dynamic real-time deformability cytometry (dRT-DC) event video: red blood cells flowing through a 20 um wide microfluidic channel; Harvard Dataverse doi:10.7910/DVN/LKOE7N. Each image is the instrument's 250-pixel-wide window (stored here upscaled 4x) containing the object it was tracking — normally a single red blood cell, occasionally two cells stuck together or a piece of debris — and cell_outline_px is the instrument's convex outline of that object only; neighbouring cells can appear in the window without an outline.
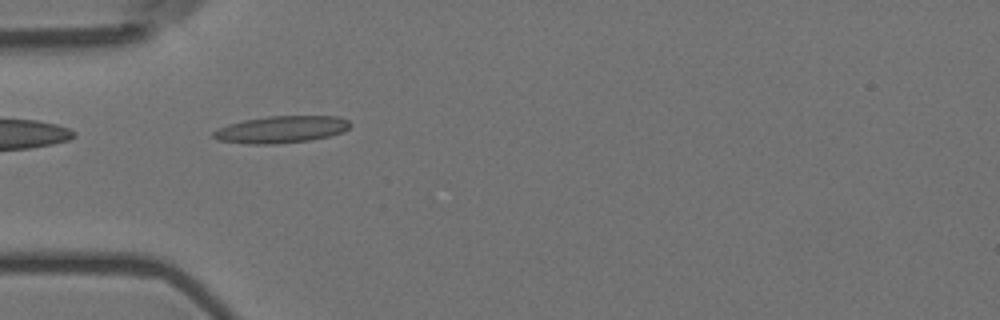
{"species": "Egyptian fruit bat (a non-hibernating species)", "species_latin": "Rousettus aegyptiacus", "temperature_condition": "room temperature", "stored_images_in_passage": 6, "camera_frame_rate_fps": 3000, "um_per_image_px": 0.085, "animal": {"sex": "female"}, "frame": {"image": 1, "passage_image": 5, "time_ms": 1.333, "image_size_px": [1000, 320], "cell_outline_px": [[352, 124], [344, 132], [312, 140], [276, 144], [248, 144], [216, 140], [212, 136], [212, 132], [228, 124], [244, 120], [268, 116], [340, 116], [348, 120]], "centroid_in_image_um": [23.92, 11.0], "position_along_channel_um": 61.1, "area_um2": 21.68}}
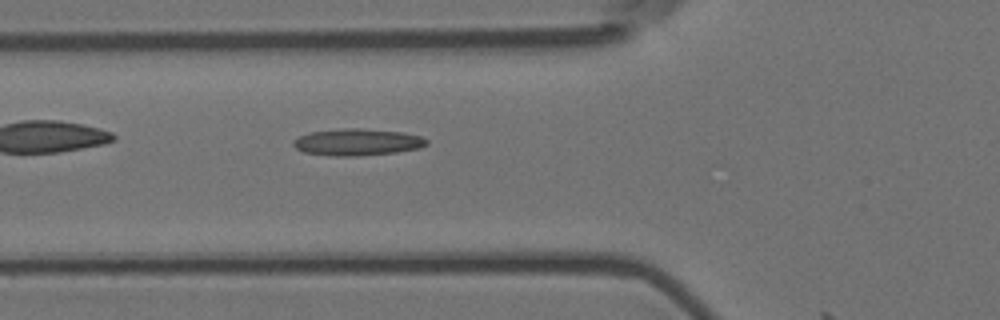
{"frame": {"image": 2, "passage_image": 6, "time_ms": 1.667, "image_size_px": [1000, 320], "cell_outline_px": [[428, 144], [420, 148], [396, 152], [360, 156], [336, 156], [304, 152], [296, 148], [292, 144], [292, 140], [308, 132], [344, 128], [360, 128], [400, 132], [420, 136], [428, 140]], "centroid_in_image_um": [30.36, 12.08], "position_along_channel_um": 95.4, "area_um2": 20.81}}